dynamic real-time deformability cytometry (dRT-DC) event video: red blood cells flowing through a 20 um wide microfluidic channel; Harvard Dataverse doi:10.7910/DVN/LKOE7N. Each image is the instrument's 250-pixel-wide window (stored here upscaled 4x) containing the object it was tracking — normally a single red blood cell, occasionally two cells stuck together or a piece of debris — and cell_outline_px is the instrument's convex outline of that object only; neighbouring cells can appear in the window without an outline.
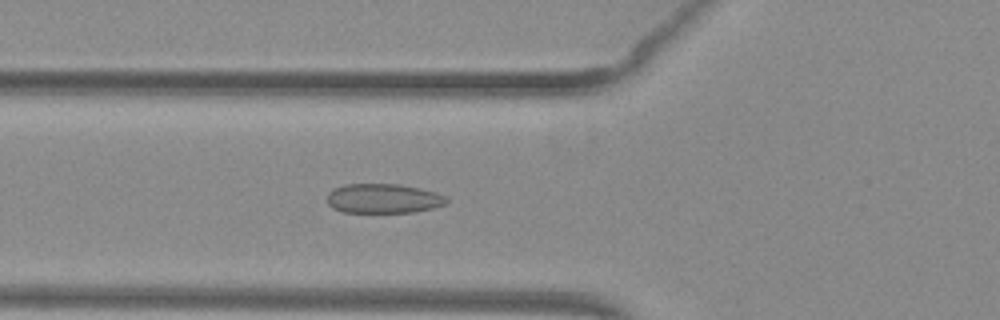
{"species": "common noctule bat (a hibernating species)", "species_latin": "Nyctalus noctula", "temperature_condition": "warm", "stored_images_in_passage": 50, "camera_frame_rate_fps": 3000, "um_per_image_px": 0.085, "animal": {"sex": "female", "body_mass_g": 29.2, "forearm_length_mm": 56.3}, "frame": {"image": 1, "passage_image": 20, "time_ms": 6.333, "image_size_px": [1000, 320], "cell_outline_px": [[448, 204], [432, 208], [412, 212], [340, 212], [332, 208], [328, 204], [328, 192], [332, 188], [344, 184], [400, 184], [420, 188], [436, 192], [444, 196], [448, 200]], "centroid_in_image_um": [32.56, 16.87], "position_along_channel_um": 93.2, "area_um2": 20.69}}
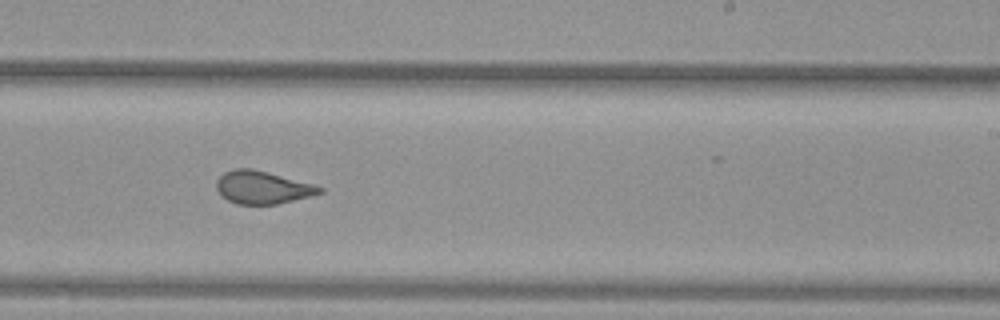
{"frame": {"image": 2, "passage_image": 33, "time_ms": 10.667, "image_size_px": [1000, 320], "cell_outline_px": [[324, 192], [312, 196], [276, 204], [236, 204], [220, 196], [216, 188], [216, 180], [224, 172], [236, 168], [252, 168], [268, 172], [312, 184], [324, 188]], "centroid_in_image_um": [22.28, 15.93], "position_along_channel_um": 266.7, "area_um2": 19.77}}
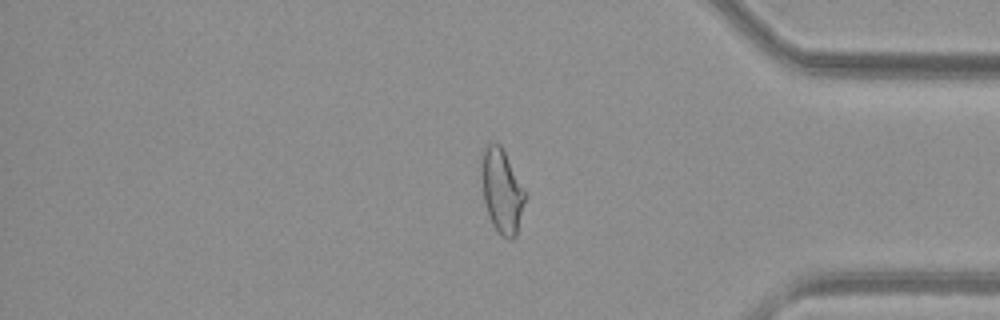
{"frame": {"image": 3, "passage_image": 44, "time_ms": 14.333, "image_size_px": [1000, 320], "cell_outline_px": [[528, 196], [516, 236], [512, 240], [508, 240], [500, 236], [496, 232], [492, 224], [484, 200], [484, 148], [488, 144], [500, 144], [524, 188]], "centroid_in_image_um": [42.74, 16.36], "position_along_channel_um": 392.5, "area_um2": 20.87}, "authors_computed_cell_mechanics": {"area_um2": 21.8195, "velocity_mm_per_s": 3.999, "shape_relaxation_time_tau1_ms": null, "shape_relaxation_time_tau2_ms": 0.7217, "deformation_change_tau1": null, "deformation_change_tau2": 0.0597}}